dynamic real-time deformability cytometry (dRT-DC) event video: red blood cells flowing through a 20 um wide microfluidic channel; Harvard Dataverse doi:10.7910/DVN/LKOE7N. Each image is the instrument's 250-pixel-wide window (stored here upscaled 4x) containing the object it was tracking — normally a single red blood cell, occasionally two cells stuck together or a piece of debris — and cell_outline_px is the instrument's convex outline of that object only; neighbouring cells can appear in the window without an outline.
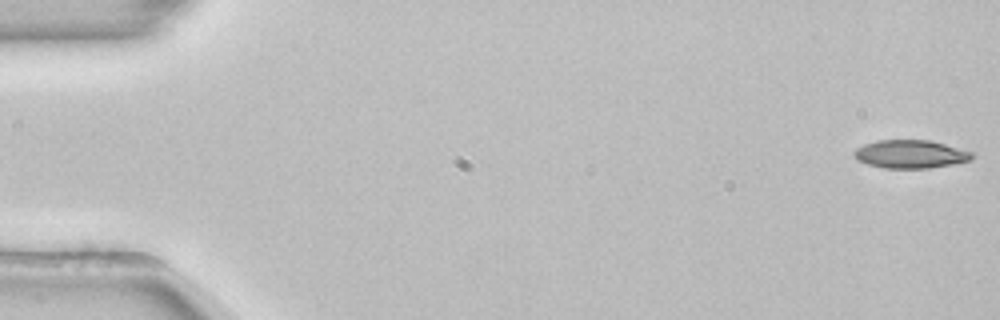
{"species": "common noctule bat (a hibernating species)", "species_latin": "Nyctalus noctula", "temperature_condition": "room temperature", "stored_images_in_passage": 53, "camera_frame_rate_fps": 3000, "um_per_image_px": 0.085, "animal": {"sex": "female", "body_mass_g": 22.7, "forearm_length_mm": 54.2}, "frame": {"image": 1, "passage_image": 1, "time_ms": 0.0, "image_size_px": [1000, 320], "cell_outline_px": [[972, 160], [952, 164], [928, 168], [884, 168], [868, 164], [856, 160], [852, 156], [852, 152], [856, 148], [864, 144], [876, 140], [928, 140], [944, 144], [972, 152]], "centroid_in_image_um": [77.32, 13.1], "position_along_channel_um": 7.7, "area_um2": 19.36}}
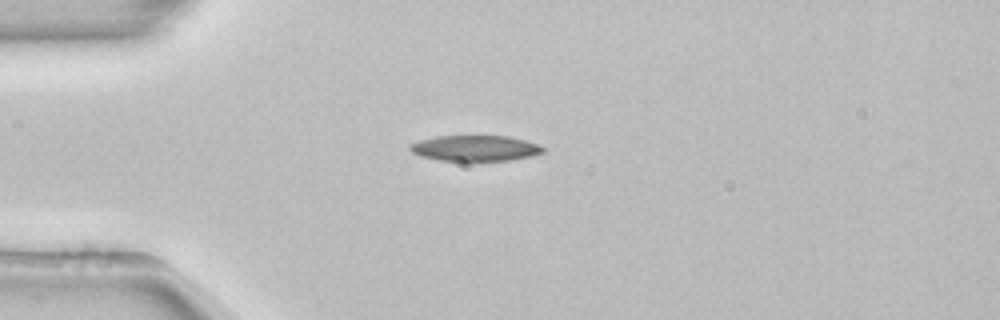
{"frame": {"image": 2, "passage_image": 14, "time_ms": 4.333, "image_size_px": [1000, 320], "cell_outline_px": [[544, 152], [532, 156], [508, 160], [440, 160], [420, 156], [412, 152], [408, 148], [408, 144], [420, 140], [436, 136], [508, 136], [524, 140], [536, 144], [544, 148]], "centroid_in_image_um": [40.35, 12.59], "position_along_channel_um": 44.7, "area_um2": 19.71}}
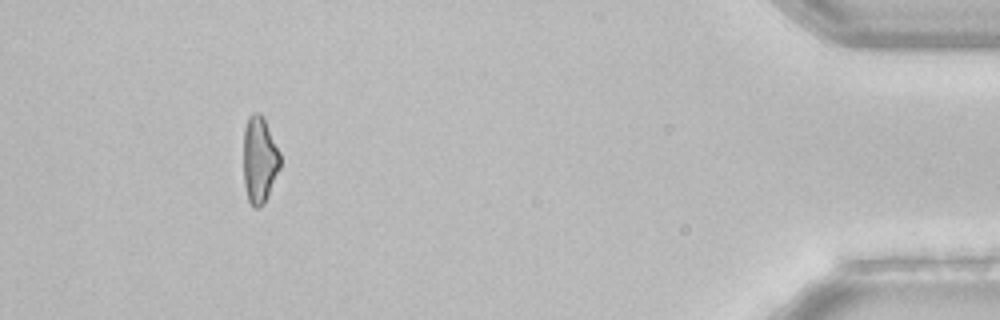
{"frame": {"image": 3, "passage_image": 49, "time_ms": 16.0, "image_size_px": [1000, 320], "cell_outline_px": [[280, 168], [268, 196], [264, 204], [260, 208], [252, 208], [248, 200], [244, 184], [244, 128], [248, 116], [252, 112], [260, 112], [264, 116], [280, 152]], "centroid_in_image_um": [22.06, 13.57], "position_along_channel_um": 413.1, "area_um2": 18.9}}